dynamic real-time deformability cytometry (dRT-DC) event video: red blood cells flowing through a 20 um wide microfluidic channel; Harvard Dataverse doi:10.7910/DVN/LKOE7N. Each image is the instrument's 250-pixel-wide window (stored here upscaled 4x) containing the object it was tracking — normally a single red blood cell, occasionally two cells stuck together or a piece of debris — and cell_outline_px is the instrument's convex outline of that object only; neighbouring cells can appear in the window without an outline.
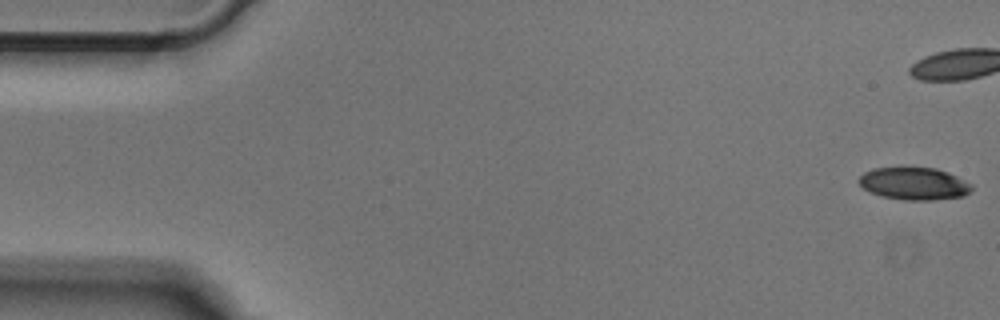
{"species": "Egyptian fruit bat (a non-hibernating species)", "species_latin": "Rousettus aegyptiacus", "temperature_condition": "cold", "stored_images_in_passage": 40, "camera_frame_rate_fps": 3000, "um_per_image_px": 0.085, "animal": {"sex": "male"}, "frame": {"image": 1, "passage_image": 1, "time_ms": 0.0, "image_size_px": [1000, 320], "cell_outline_px": [[972, 188], [964, 196], [932, 200], [904, 200], [884, 196], [868, 192], [860, 184], [860, 176], [864, 172], [872, 168], [900, 164], [936, 168], [948, 172], [972, 184]], "centroid_in_image_um": [77.66, 15.55], "position_along_channel_um": 7.3, "area_um2": 22.02}}